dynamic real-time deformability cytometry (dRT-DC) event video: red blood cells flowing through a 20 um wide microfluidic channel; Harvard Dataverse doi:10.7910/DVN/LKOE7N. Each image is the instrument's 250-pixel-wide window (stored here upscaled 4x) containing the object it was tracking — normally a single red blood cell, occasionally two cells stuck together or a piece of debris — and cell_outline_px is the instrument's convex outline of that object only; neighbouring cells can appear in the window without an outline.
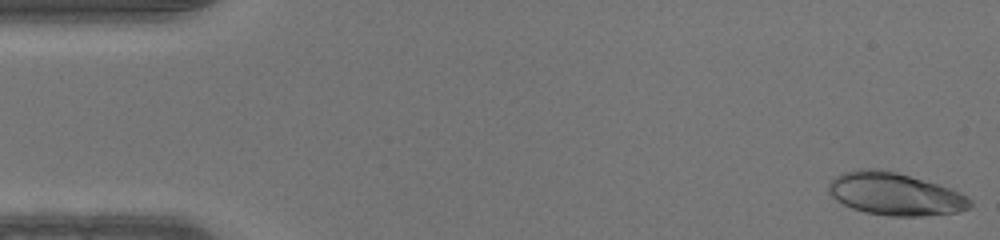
{"species": "human", "species_latin": "Homo sapiens", "temperature_condition": "warm", "stored_images_in_passage": 46, "camera_frame_rate_fps": 3000, "um_per_image_px": 0.085, "donor": {"sex": "male"}, "frame": {"image": 1, "passage_image": 1, "time_ms": 0.0, "image_size_px": [1000, 240], "cell_outline_px": [[972, 204], [968, 208], [956, 212], [924, 216], [888, 216], [864, 212], [852, 208], [836, 200], [828, 192], [828, 184], [836, 176], [844, 172], [860, 168], [876, 168], [896, 172], [936, 184], [960, 192], [968, 196], [972, 200]], "centroid_in_image_um": [76.05, 16.49], "position_along_channel_um": 8.9, "area_um2": 34.97}}
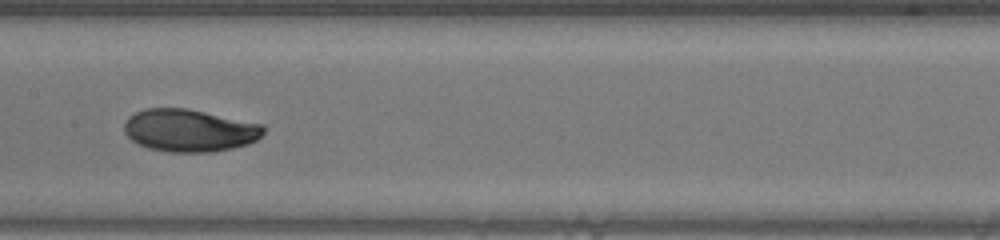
{"frame": {"image": 2, "passage_image": 23, "time_ms": 7.333, "image_size_px": [1000, 240], "cell_outline_px": [[268, 128], [256, 140], [248, 144], [232, 148], [212, 152], [168, 152], [148, 148], [136, 144], [124, 132], [124, 124], [128, 116], [144, 108], [188, 108], [264, 124]], "centroid_in_image_um": [16.11, 11.08], "position_along_channel_um": 191.3, "area_um2": 34.91}}
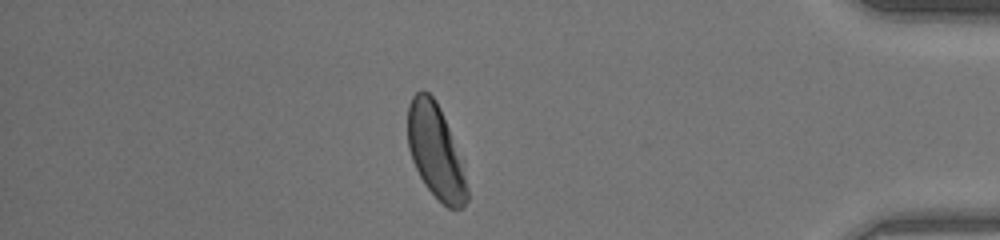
{"frame": {"image": 3, "passage_image": 40, "time_ms": 13.0, "image_size_px": [1000, 240], "cell_outline_px": [[468, 200], [464, 208], [448, 208], [424, 184], [412, 160], [408, 148], [408, 104], [412, 96], [420, 88], [424, 88], [436, 100], [440, 108], [464, 160], [468, 188]], "centroid_in_image_um": [37.07, 12.85], "position_along_channel_um": 398.1, "area_um2": 33.12}}